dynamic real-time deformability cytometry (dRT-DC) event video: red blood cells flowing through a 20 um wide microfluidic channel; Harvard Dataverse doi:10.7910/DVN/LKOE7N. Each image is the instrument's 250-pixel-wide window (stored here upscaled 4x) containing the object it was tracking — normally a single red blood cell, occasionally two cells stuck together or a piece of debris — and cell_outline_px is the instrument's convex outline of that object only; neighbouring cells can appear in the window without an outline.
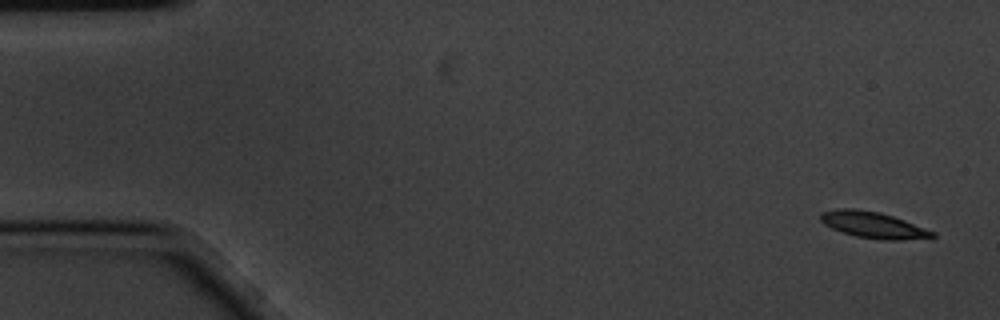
{"species": "common noctule bat (a hibernating species)", "species_latin": "Nyctalus noctula", "temperature_condition": "cold", "stored_images_in_passage": 4, "camera_frame_rate_fps": 3000, "um_per_image_px": 0.085, "animal": {"sex": "male", "body_mass_g": 20.1, "forearm_length_mm": 53.5}, "frame": {"image": 1, "passage_image": 1, "time_ms": 0.0, "image_size_px": [1000, 320], "cell_outline_px": [[936, 236], [932, 240], [884, 240], [856, 236], [840, 232], [824, 224], [820, 220], [820, 212], [836, 208], [852, 208], [880, 212], [904, 220], [936, 232]], "centroid_in_image_um": [74.28, 19.14], "position_along_channel_um": 10.7, "area_um2": 17.57}}